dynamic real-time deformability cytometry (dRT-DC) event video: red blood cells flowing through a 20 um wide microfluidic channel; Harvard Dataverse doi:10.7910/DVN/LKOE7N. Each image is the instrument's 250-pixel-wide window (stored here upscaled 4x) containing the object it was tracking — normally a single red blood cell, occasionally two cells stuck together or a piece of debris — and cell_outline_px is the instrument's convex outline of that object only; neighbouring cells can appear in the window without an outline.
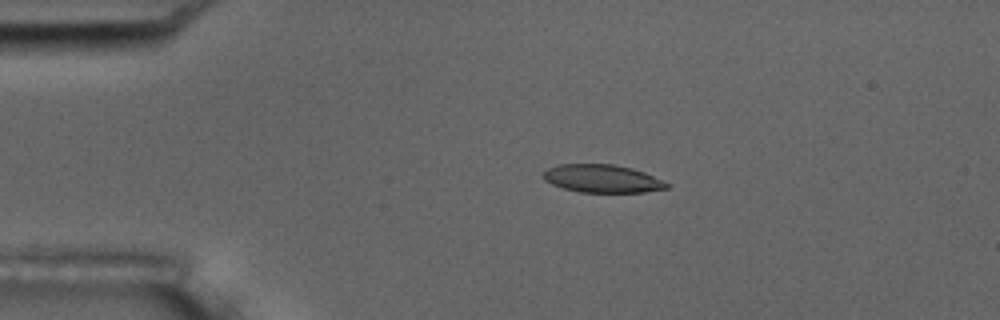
{"species": "common noctule bat (a hibernating species)", "species_latin": "Nyctalus noctula", "temperature_condition": "room temperature", "stored_images_in_passage": 7, "camera_frame_rate_fps": 3000, "um_per_image_px": 0.085, "animal": {"sex": "male", "body_mass_g": 17.5, "forearm_length_mm": 52.3}, "frame": {"image": 1, "passage_image": 4, "time_ms": 3.333, "image_size_px": [1000, 320], "cell_outline_px": [[668, 188], [644, 192], [580, 192], [564, 188], [552, 184], [544, 180], [544, 172], [548, 168], [560, 164], [616, 164], [632, 168], [644, 172], [668, 184]], "centroid_in_image_um": [51.17, 15.17], "position_along_channel_um": 33.8, "area_um2": 19.88}}